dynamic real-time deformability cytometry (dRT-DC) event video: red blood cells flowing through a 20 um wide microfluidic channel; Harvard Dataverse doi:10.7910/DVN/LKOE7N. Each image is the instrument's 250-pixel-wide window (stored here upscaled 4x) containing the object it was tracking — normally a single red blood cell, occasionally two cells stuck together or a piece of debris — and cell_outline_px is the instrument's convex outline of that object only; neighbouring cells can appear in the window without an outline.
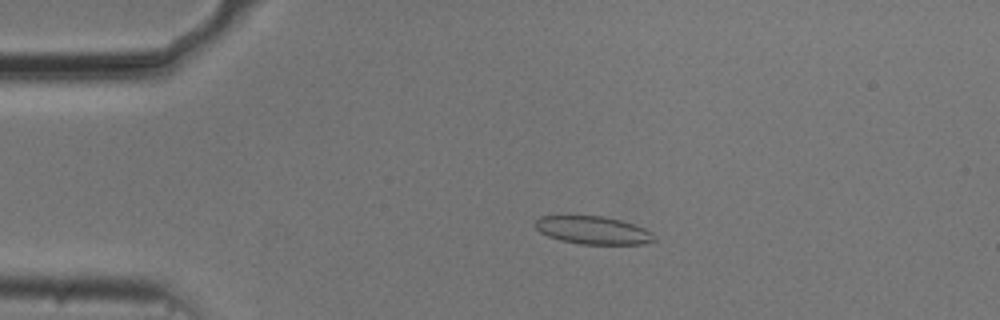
{"species": "common noctule bat (a hibernating species)", "species_latin": "Nyctalus noctula", "temperature_condition": "cold", "stored_images_in_passage": 55, "camera_frame_rate_fps": 3000, "um_per_image_px": 0.085, "animal": {"sex": "male", "body_mass_g": 20.5, "forearm_length_mm": 52.5}, "frame": {"image": 1, "passage_image": 12, "time_ms": 3.667, "image_size_px": [1000, 320], "cell_outline_px": [[656, 240], [644, 244], [580, 244], [560, 240], [548, 236], [540, 232], [532, 224], [540, 216], [604, 216], [620, 220], [644, 228], [652, 232], [656, 236]], "centroid_in_image_um": [50.4, 19.57], "position_along_channel_um": 34.6, "area_um2": 19.42}}
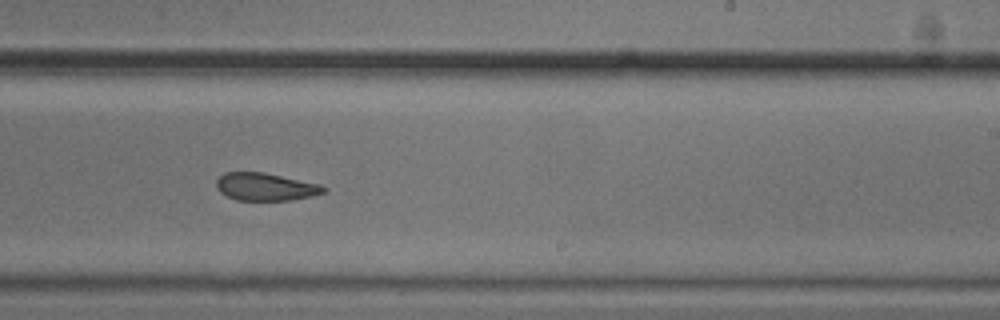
{"frame": {"image": 2, "passage_image": 34, "time_ms": 11.0, "image_size_px": [1000, 320], "cell_outline_px": [[328, 188], [324, 192], [312, 196], [292, 200], [236, 200], [220, 192], [216, 188], [216, 180], [224, 172], [264, 172], [320, 184]], "centroid_in_image_um": [22.56, 15.87], "position_along_channel_um": 266.4, "area_um2": 17.34}}
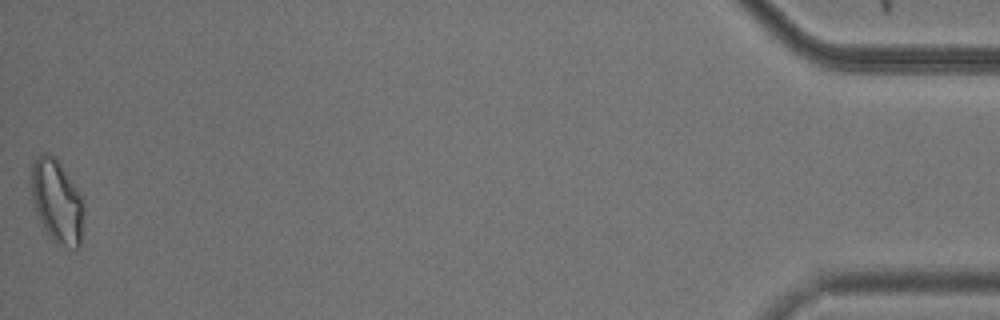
{"frame": {"image": 3, "passage_image": 55, "time_ms": 18.0, "image_size_px": [1000, 320], "cell_outline_px": [[80, 248], [76, 248], [56, 244], [48, 236], [36, 212], [32, 200], [32, 164], [36, 156], [40, 152], [48, 152], [56, 156], [76, 188], [80, 196]], "centroid_in_image_um": [4.77, 17.05], "position_along_channel_um": 430.4, "area_um2": 24.8}, "authors_computed_cell_mechanics": {"area_um2": 19.1896, "velocity_mm_per_s": 3.6989, "shape_relaxation_time_tau1_ms": 3.3294, "shape_relaxation_time_tau2_ms": 2.106, "deformation_change_tau1": 0.1048, "deformation_change_tau2": 0.0931}}